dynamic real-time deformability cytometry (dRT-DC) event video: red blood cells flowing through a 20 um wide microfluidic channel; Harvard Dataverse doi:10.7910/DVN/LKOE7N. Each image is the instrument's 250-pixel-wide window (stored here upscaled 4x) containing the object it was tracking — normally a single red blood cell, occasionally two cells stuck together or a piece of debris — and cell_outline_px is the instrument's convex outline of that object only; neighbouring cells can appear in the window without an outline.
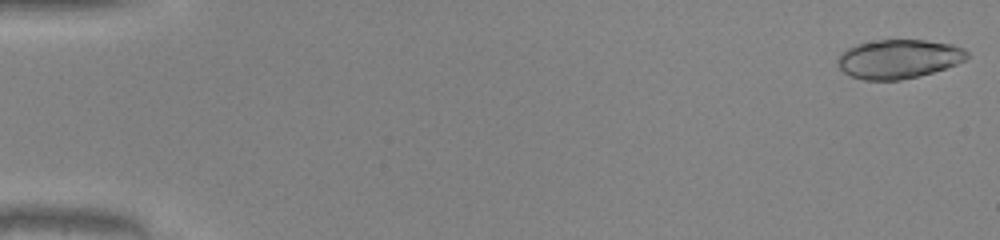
{"species": "common noctule bat (a hibernating species)", "species_latin": "Nyctalus noctula", "temperature_condition": "warm", "stored_images_in_passage": 50, "camera_frame_rate_fps": 3000, "um_per_image_px": 0.085, "animal": {"sex": "male", "body_mass_g": 20.0, "forearm_length_mm": 53.3}, "frame": {"image": 1, "passage_image": 1, "time_ms": 0.0, "image_size_px": [1000, 240], "cell_outline_px": [[968, 56], [964, 60], [956, 64], [932, 72], [900, 80], [864, 80], [852, 76], [844, 72], [836, 64], [836, 60], [840, 52], [856, 44], [876, 40], [924, 40], [952, 44], [964, 48], [968, 52]], "centroid_in_image_um": [76.35, 5.0], "position_along_channel_um": 8.7, "area_um2": 29.36}}
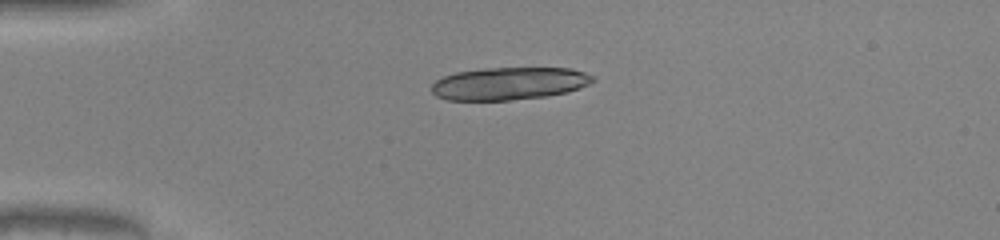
{"frame": {"image": 2, "passage_image": 13, "time_ms": 4.0, "image_size_px": [1000, 240], "cell_outline_px": [[596, 80], [580, 88], [564, 92], [544, 96], [508, 100], [448, 100], [436, 96], [432, 92], [432, 84], [436, 80], [444, 76], [456, 72], [484, 68], [572, 68], [596, 76]], "centroid_in_image_um": [43.28, 7.09], "position_along_channel_um": 41.7, "area_um2": 30.58}}
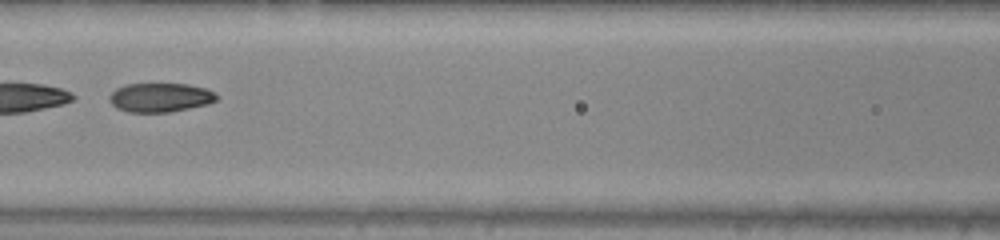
{"frame": {"image": 3, "passage_image": 24, "time_ms": 7.667, "image_size_px": [1000, 240], "cell_outline_px": [[216, 100], [208, 104], [168, 112], [128, 112], [116, 108], [108, 100], [108, 96], [116, 88], [128, 84], [188, 84], [204, 88], [216, 92]], "centroid_in_image_um": [13.59, 8.28], "position_along_channel_um": 153.0, "area_um2": 18.09}, "authors_computed_cell_mechanics": {"area_um2": 29.3913, "velocity_mm_per_s": 4.1169, "shape_relaxation_time_tau1_ms": 0.8761, "shape_relaxation_time_tau2_ms": 1.4224, "deformation_change_tau1": 0.3192, "deformation_change_tau2": 0.052}}